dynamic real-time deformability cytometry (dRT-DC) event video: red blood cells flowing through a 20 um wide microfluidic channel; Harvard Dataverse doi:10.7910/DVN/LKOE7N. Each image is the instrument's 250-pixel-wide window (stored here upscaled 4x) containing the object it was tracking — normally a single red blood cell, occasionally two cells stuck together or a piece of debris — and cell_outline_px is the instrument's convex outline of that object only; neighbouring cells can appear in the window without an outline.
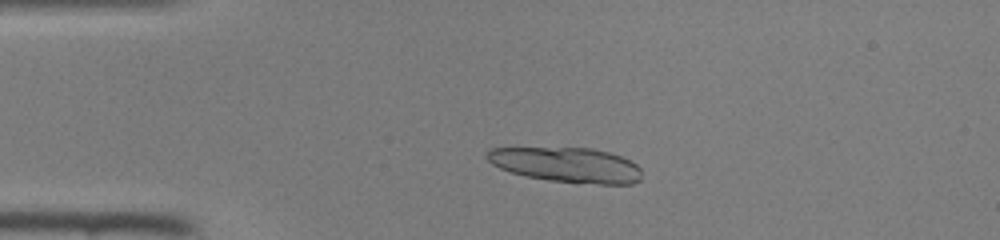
{"species": "common noctule bat (a hibernating species)", "species_latin": "Nyctalus noctula", "temperature_condition": "room temperature", "stored_images_in_passage": 43, "camera_frame_rate_fps": 3000, "um_per_image_px": 0.085, "animal": {"sex": "female", "body_mass_g": 22.0, "forearm_length_mm": 56.7}, "frame": {"image": 1, "passage_image": 7, "time_ms": 2.0, "image_size_px": [1000, 240], "cell_outline_px": [[640, 180], [632, 184], [576, 184], [548, 180], [524, 176], [500, 168], [492, 164], [484, 156], [492, 148], [592, 148], [608, 152], [632, 160], [640, 168]], "centroid_in_image_um": [48.19, 14.03], "position_along_channel_um": 36.8, "area_um2": 31.73}}